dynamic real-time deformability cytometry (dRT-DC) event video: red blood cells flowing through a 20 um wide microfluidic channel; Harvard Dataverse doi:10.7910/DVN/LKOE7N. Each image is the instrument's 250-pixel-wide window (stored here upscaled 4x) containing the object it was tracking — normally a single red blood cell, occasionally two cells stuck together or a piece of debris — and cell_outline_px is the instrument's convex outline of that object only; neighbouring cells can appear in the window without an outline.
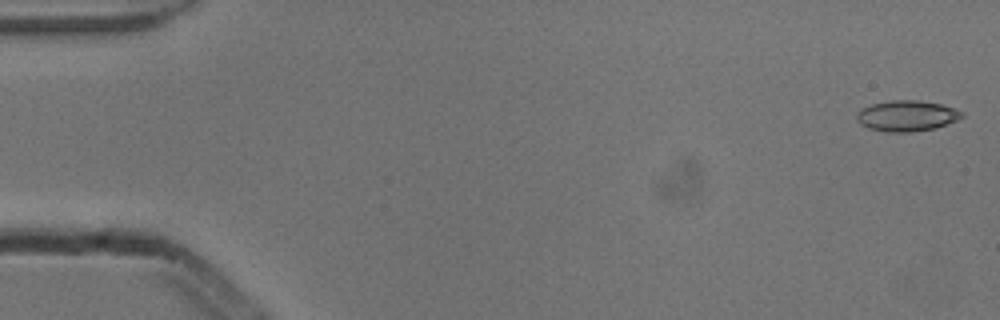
{"species": "common noctule bat (a hibernating species)", "species_latin": "Nyctalus noctula", "temperature_condition": "cold", "stored_images_in_passage": 5, "camera_frame_rate_fps": 3000, "um_per_image_px": 0.085, "animal": {"sex": "male", "body_mass_g": 13.3}, "frame": {"image": 1, "passage_image": 1, "time_ms": 0.0, "image_size_px": [1000, 320], "cell_outline_px": [[964, 116], [956, 120], [936, 128], [912, 132], [884, 132], [868, 128], [860, 124], [856, 120], [856, 116], [860, 108], [872, 104], [892, 100], [920, 100], [940, 104], [964, 112]], "centroid_in_image_um": [77.04, 9.85], "position_along_channel_um": 8.0, "area_um2": 18.96}}
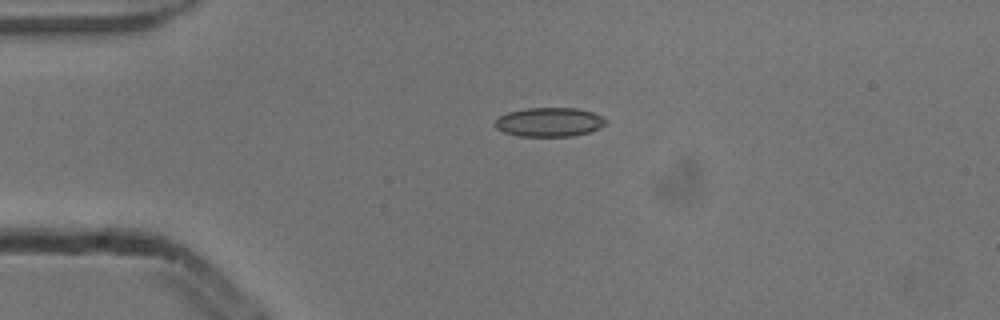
{"frame": {"image": 2, "passage_image": 4, "time_ms": 1.0, "image_size_px": [1000, 320], "cell_outline_px": [[608, 124], [600, 128], [588, 132], [572, 136], [520, 136], [504, 132], [496, 128], [496, 120], [500, 116], [508, 112], [528, 108], [576, 108], [592, 112], [608, 120]], "centroid_in_image_um": [46.73, 10.38], "position_along_channel_um": 38.3, "area_um2": 18.67}}